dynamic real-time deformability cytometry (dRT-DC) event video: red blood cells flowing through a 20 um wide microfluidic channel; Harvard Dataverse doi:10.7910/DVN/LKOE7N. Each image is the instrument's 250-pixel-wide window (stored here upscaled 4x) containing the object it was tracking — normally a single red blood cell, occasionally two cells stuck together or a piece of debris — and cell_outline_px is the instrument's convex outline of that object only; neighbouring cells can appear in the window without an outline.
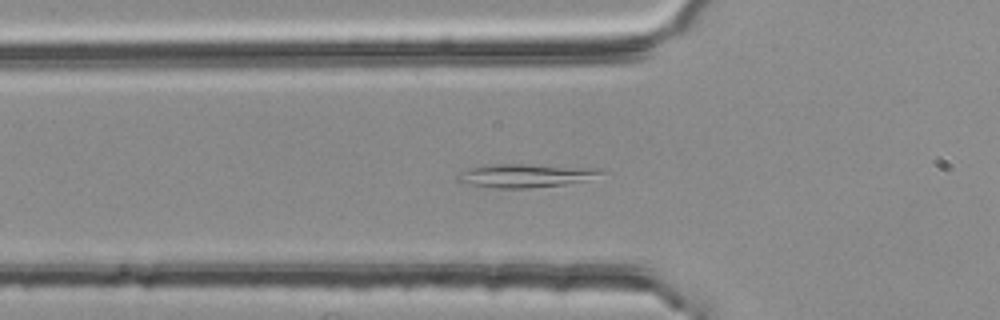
{"species": "common noctule bat (a hibernating species)", "species_latin": "Nyctalus noctula", "temperature_condition": "room temperature", "stored_images_in_passage": 28, "camera_frame_rate_fps": 3000, "um_per_image_px": 0.085, "animal": {"sex": "female", "body_mass_g": 25.1}, "frame": {"image": 1, "passage_image": 2, "time_ms": 0.333, "image_size_px": [1000, 320], "cell_outline_px": [[604, 168], [600, 172], [584, 180], [564, 184], [528, 188], [500, 188], [472, 184], [456, 180], [456, 176], [468, 168], [484, 164], [520, 164]], "centroid_in_image_um": [44.59, 14.9], "position_along_channel_um": 81.2, "area_um2": 19.13}}
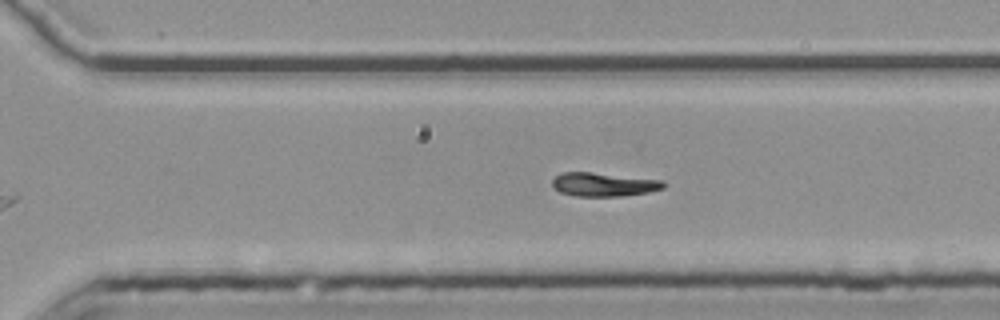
{"frame": {"image": 2, "passage_image": 21, "time_ms": 6.667, "image_size_px": [1000, 320], "cell_outline_px": [[664, 188], [648, 192], [620, 196], [576, 196], [560, 192], [552, 188], [552, 180], [556, 176], [564, 172], [592, 172], [660, 180], [664, 184]], "centroid_in_image_um": [51.25, 15.68], "position_along_channel_um": 319.3, "area_um2": 15.2}}
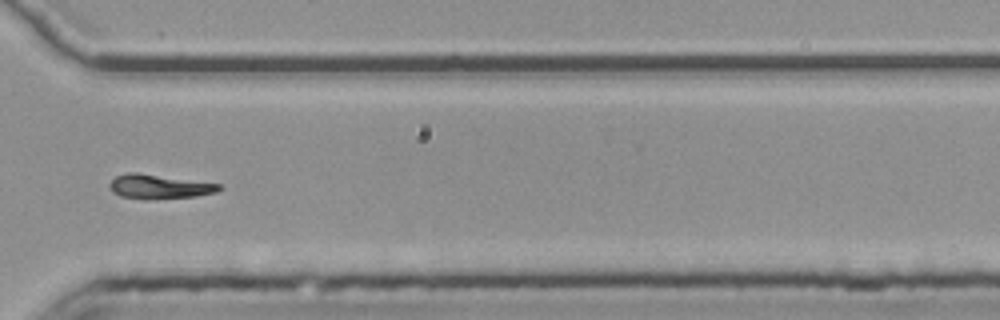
{"frame": {"image": 3, "passage_image": 24, "time_ms": 7.667, "image_size_px": [1000, 320], "cell_outline_px": [[224, 188], [216, 192], [196, 196], [144, 200], [120, 196], [112, 192], [108, 184], [116, 176], [128, 172], [140, 172], [220, 184]], "centroid_in_image_um": [13.51, 15.86], "position_along_channel_um": 357.1, "area_um2": 15.72}}